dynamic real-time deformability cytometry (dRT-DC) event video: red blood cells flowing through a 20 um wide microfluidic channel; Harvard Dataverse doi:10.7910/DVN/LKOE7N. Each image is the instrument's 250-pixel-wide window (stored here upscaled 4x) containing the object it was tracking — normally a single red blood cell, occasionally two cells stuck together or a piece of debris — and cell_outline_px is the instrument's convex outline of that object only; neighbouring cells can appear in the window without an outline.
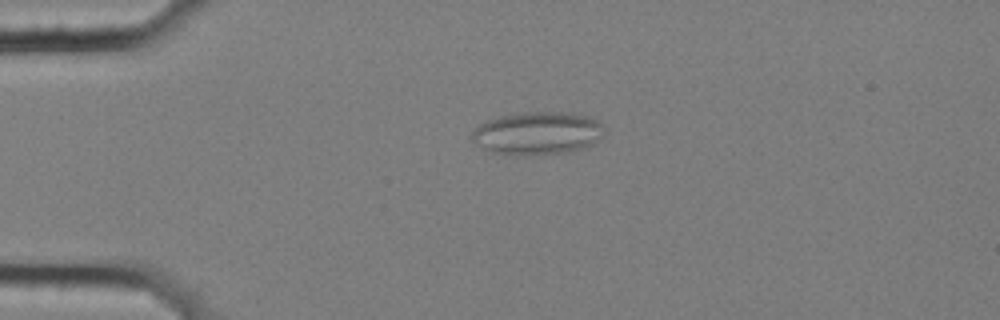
{"species": "common noctule bat (a hibernating species)", "species_latin": "Nyctalus noctula", "temperature_condition": "cold", "stored_images_in_passage": 4, "camera_frame_rate_fps": 3000, "um_per_image_px": 0.085, "animal": {"sex": "female", "body_mass_g": 25.1}, "frame": {"image": 1, "passage_image": 3, "time_ms": 0.667, "image_size_px": [1000, 320], "cell_outline_px": [[604, 132], [592, 144], [580, 148], [564, 152], [524, 156], [516, 156], [492, 152], [476, 144], [472, 140], [472, 132], [480, 124], [488, 120], [500, 116], [524, 112], [564, 112], [588, 116], [604, 124]], "centroid_in_image_um": [45.67, 11.32], "position_along_channel_um": 39.3, "area_um2": 32.95}}